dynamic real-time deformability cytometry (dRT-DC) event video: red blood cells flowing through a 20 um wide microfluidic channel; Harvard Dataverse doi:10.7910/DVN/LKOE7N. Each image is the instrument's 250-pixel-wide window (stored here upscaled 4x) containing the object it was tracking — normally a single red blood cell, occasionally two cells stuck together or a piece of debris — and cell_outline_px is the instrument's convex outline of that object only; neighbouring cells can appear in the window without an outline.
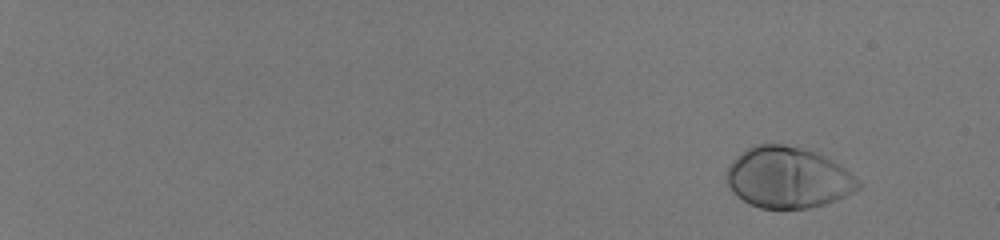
{"species": "human", "species_latin": "Homo sapiens", "temperature_condition": "room temperature", "stored_images_in_passage": 51, "camera_frame_rate_fps": 3000, "um_per_image_px": 0.085, "donor": {"sex": "male"}, "frame": {"image": 1, "passage_image": 1, "time_ms": 0.0, "image_size_px": [1000, 240], "cell_outline_px": [[860, 188], [836, 200], [824, 204], [808, 208], [760, 208], [748, 204], [736, 196], [732, 192], [724, 176], [732, 160], [740, 152], [752, 144], [784, 144], [816, 152], [824, 156], [844, 168], [860, 180]], "centroid_in_image_um": [66.93, 15.09], "position_along_channel_um": 18.1, "area_um2": 47.05}}
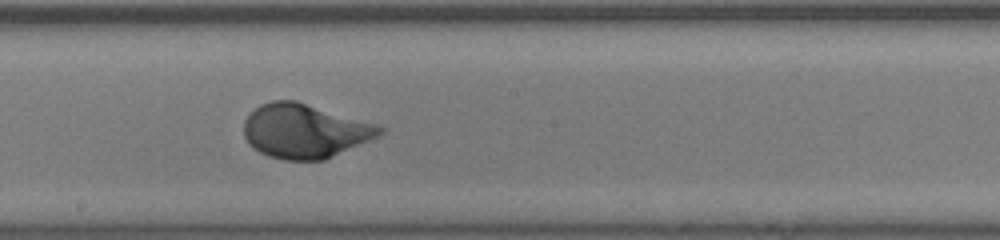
{"frame": {"image": 2, "passage_image": 32, "time_ms": 10.333, "image_size_px": [1000, 240], "cell_outline_px": [[388, 128], [380, 136], [324, 160], [284, 160], [268, 156], [252, 148], [248, 144], [244, 136], [244, 120], [260, 104], [272, 100], [296, 100], [376, 124]], "centroid_in_image_um": [25.91, 11.14], "position_along_channel_um": 222.3, "area_um2": 43.06}}
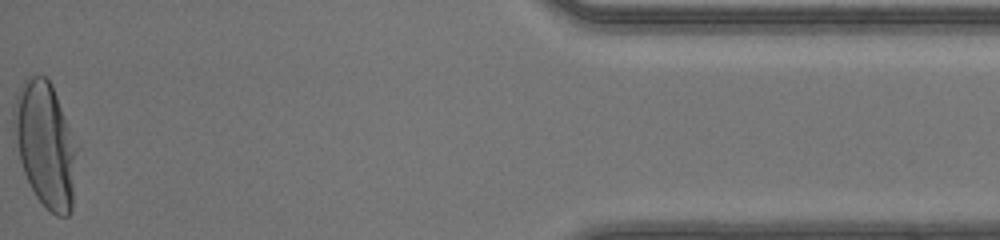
{"frame": {"image": 3, "passage_image": 51, "time_ms": 16.667, "image_size_px": [1000, 240], "cell_outline_px": [[80, 148], [72, 208], [68, 216], [56, 216], [36, 196], [24, 172], [20, 160], [16, 140], [12, 116], [12, 108], [16, 96], [24, 80], [28, 76], [44, 76], [52, 84], [80, 144]], "centroid_in_image_um": [3.93, 12.26], "position_along_channel_um": 431.3, "area_um2": 46.93}, "authors_computed_cell_mechanics": {"area_um2": 43.061, "velocity_mm_per_s": 4.1702, "shape_relaxation_time_tau1_ms": 2.6451, "shape_relaxation_time_tau2_ms": null, "deformation_change_tau1": 0.1904, "deformation_change_tau2": null}}